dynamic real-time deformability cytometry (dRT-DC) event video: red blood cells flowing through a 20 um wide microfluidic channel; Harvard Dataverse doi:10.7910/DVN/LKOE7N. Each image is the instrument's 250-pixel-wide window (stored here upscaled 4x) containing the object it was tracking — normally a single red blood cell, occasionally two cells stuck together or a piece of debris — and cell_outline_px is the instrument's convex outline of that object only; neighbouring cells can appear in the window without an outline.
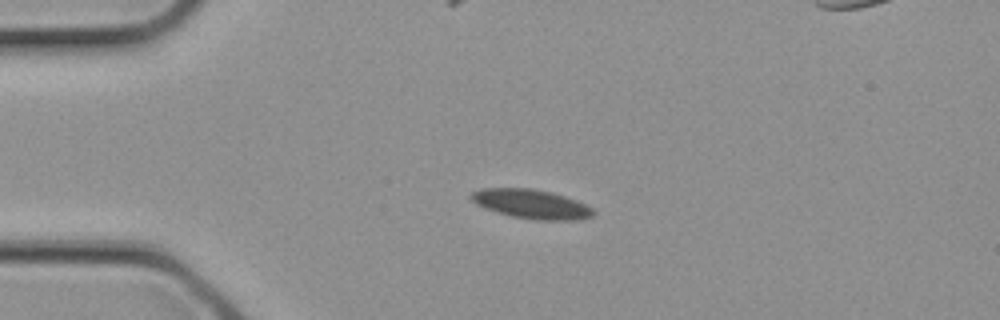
{"species": "common noctule bat (a hibernating species)", "species_latin": "Nyctalus noctula", "temperature_condition": "cold", "stored_images_in_passage": 4, "camera_frame_rate_fps": 3000, "um_per_image_px": 0.085, "animal": {"sex": "female", "body_mass_g": 21.9}, "frame": {"image": 1, "passage_image": 2, "time_ms": 0.333, "image_size_px": [1000, 320], "cell_outline_px": [[596, 212], [592, 216], [580, 220], [536, 220], [512, 216], [484, 208], [476, 204], [468, 196], [472, 192], [480, 188], [532, 188], [552, 192], [576, 200], [592, 208]], "centroid_in_image_um": [45.15, 17.34], "position_along_channel_um": 39.8, "area_um2": 20.87}}